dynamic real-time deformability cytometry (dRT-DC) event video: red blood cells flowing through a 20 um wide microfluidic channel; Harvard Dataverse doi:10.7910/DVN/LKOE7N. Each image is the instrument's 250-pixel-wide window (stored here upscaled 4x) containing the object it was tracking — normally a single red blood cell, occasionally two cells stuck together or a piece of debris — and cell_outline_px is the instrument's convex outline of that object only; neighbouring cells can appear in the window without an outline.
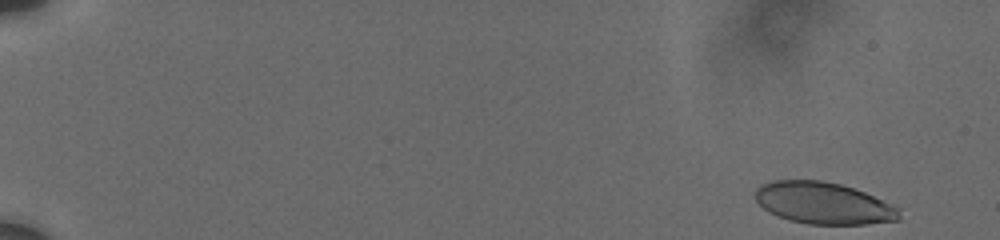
{"species": "human", "species_latin": "Homo sapiens", "temperature_condition": "cold", "stored_images_in_passage": 24, "camera_frame_rate_fps": 3000, "um_per_image_px": 0.085, "donor": {"sex": "male"}, "frame": {"image": 1, "passage_image": 1, "time_ms": 0.0, "image_size_px": [1000, 240], "cell_outline_px": [[900, 220], [864, 224], [808, 224], [792, 220], [768, 212], [756, 200], [756, 188], [760, 184], [772, 180], [820, 180], [840, 184], [864, 192], [892, 204], [900, 208]], "centroid_in_image_um": [70.0, 17.26], "position_along_channel_um": 15.0, "area_um2": 34.91}}
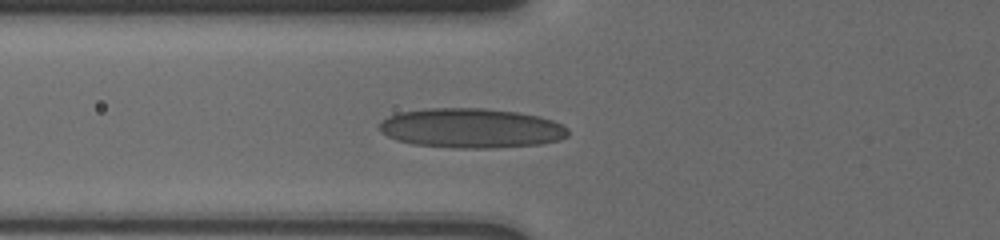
{"frame": {"image": 2, "passage_image": 21, "time_ms": 6.667, "image_size_px": [1000, 240], "cell_outline_px": [[568, 136], [560, 140], [540, 144], [492, 148], [452, 148], [412, 144], [396, 140], [380, 132], [380, 120], [388, 116], [400, 112], [428, 108], [484, 108], [520, 112], [540, 116], [552, 120], [568, 128]], "centroid_in_image_um": [40.05, 10.89], "position_along_channel_um": 85.8, "area_um2": 43.93}}
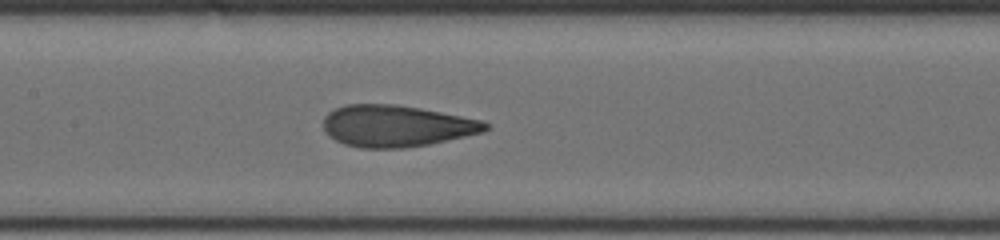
{"frame": {"image": 3, "passage_image": 24, "time_ms": 9.0, "image_size_px": [1000, 240], "cell_outline_px": [[488, 128], [484, 132], [428, 144], [404, 148], [360, 148], [344, 144], [328, 136], [324, 132], [324, 116], [328, 112], [344, 104], [396, 104], [420, 108], [480, 120], [488, 124]], "centroid_in_image_um": [33.64, 10.71], "position_along_channel_um": 173.8, "area_um2": 39.19}}